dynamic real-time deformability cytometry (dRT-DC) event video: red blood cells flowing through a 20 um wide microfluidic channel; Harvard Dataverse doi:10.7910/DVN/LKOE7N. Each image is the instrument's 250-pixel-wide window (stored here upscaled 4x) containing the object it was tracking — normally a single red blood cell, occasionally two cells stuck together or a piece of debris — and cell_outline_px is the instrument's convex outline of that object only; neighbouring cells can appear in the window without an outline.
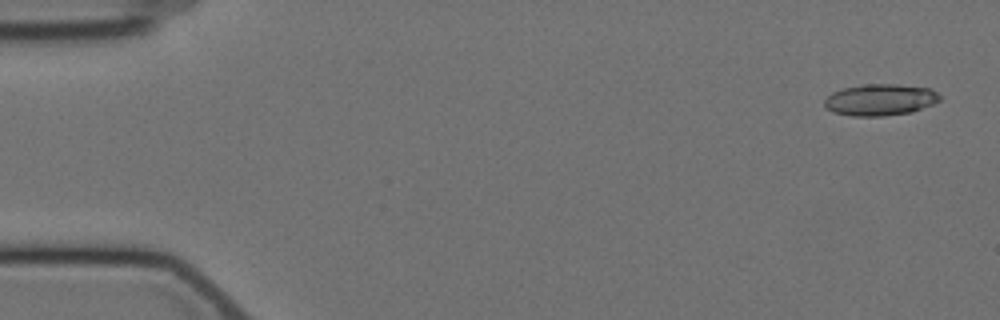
{"species": "Egyptian fruit bat (a non-hibernating species)", "species_latin": "Rousettus aegyptiacus", "temperature_condition": "cold", "stored_images_in_passage": 13, "camera_frame_rate_fps": 3000, "um_per_image_px": 0.085, "animal": {"sex": "female"}, "frame": {"image": 1, "passage_image": 2, "time_ms": 0.333, "image_size_px": [1000, 320], "cell_outline_px": [[940, 100], [932, 104], [912, 112], [884, 116], [852, 116], [832, 112], [824, 104], [824, 100], [832, 92], [844, 88], [864, 84], [896, 84], [932, 88], [940, 96]], "centroid_in_image_um": [74.82, 8.48], "position_along_channel_um": 10.2, "area_um2": 21.21}}